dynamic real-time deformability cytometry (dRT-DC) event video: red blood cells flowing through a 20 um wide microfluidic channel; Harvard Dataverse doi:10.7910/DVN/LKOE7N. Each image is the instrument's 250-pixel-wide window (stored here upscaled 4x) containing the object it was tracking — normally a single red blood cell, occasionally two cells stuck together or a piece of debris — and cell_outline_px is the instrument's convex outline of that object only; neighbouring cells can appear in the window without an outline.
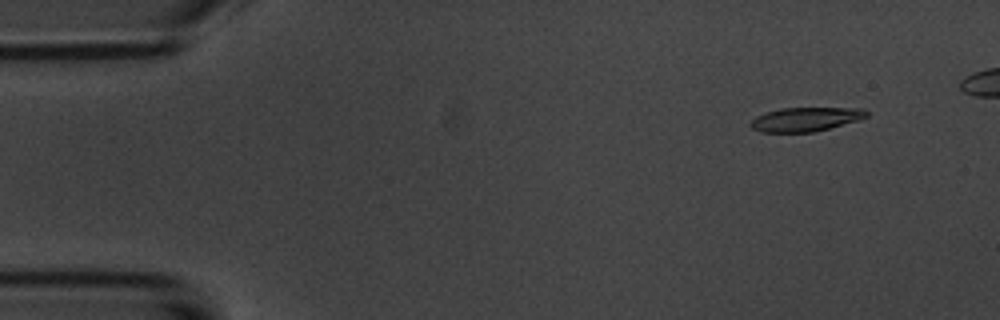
{"species": "common noctule bat (a hibernating species)", "species_latin": "Nyctalus noctula", "temperature_condition": "room temperature", "stored_images_in_passage": 49, "camera_frame_rate_fps": 3000, "um_per_image_px": 0.085, "animal": {"sex": "male", "body_mass_g": 20.1, "forearm_length_mm": 53.5}, "frame": {"image": 1, "passage_image": 5, "time_ms": 1.333, "image_size_px": [1000, 320], "cell_outline_px": [[868, 116], [860, 120], [812, 132], [760, 132], [752, 128], [748, 124], [756, 116], [780, 108], [864, 108], [868, 112]], "centroid_in_image_um": [68.48, 10.14], "position_along_channel_um": 16.5, "area_um2": 16.18}}
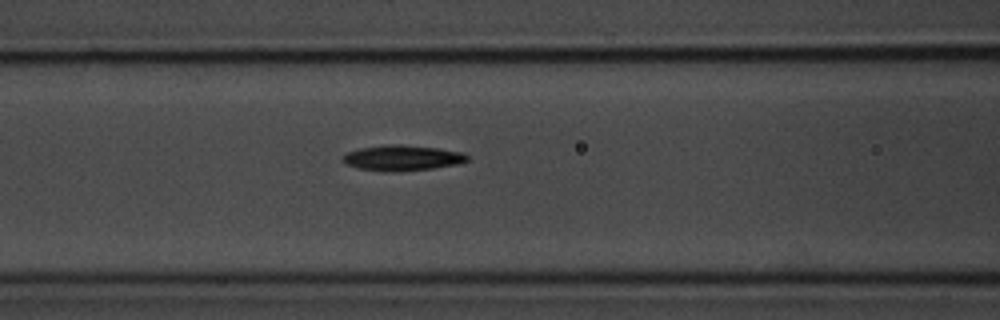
{"frame": {"image": 2, "passage_image": 22, "time_ms": 7.0, "image_size_px": [1000, 320], "cell_outline_px": [[468, 160], [456, 164], [432, 168], [396, 172], [384, 172], [360, 168], [344, 164], [340, 160], [340, 156], [348, 152], [360, 148], [384, 144], [400, 144], [436, 148], [460, 152], [468, 156]], "centroid_in_image_um": [34.09, 13.42], "position_along_channel_um": 132.5, "area_um2": 18.55}}
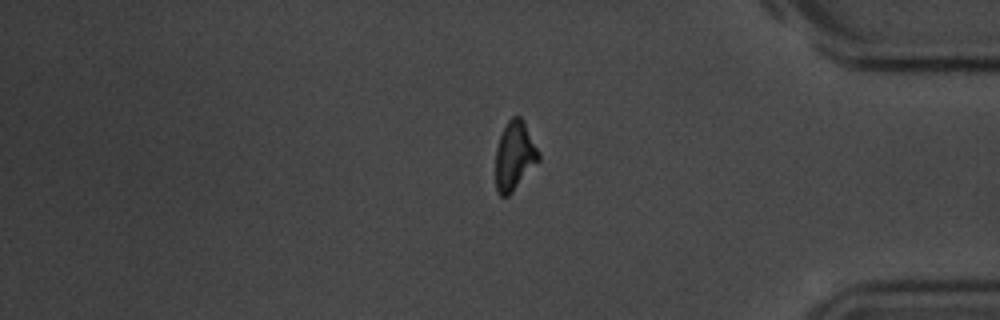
{"frame": {"image": 3, "passage_image": 45, "time_ms": 14.667, "image_size_px": [1000, 320], "cell_outline_px": [[540, 160], [512, 192], [508, 196], [500, 196], [496, 192], [496, 148], [500, 136], [508, 120], [512, 116], [520, 116], [524, 120], [540, 152]], "centroid_in_image_um": [43.75, 13.23], "position_along_channel_um": 391.5, "area_um2": 17.4}}